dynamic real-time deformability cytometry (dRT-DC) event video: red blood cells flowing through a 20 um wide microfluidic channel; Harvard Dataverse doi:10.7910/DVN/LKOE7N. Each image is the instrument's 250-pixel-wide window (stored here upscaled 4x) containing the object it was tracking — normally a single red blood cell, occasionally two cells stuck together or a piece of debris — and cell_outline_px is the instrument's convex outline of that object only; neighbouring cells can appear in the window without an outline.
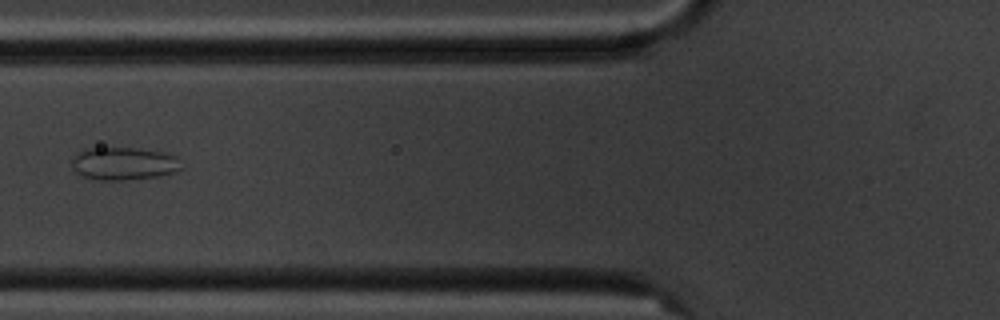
{"species": "common noctule bat (a hibernating species)", "species_latin": "Nyctalus noctula", "temperature_condition": "cold", "stored_images_in_passage": 2, "camera_frame_rate_fps": 3000, "um_per_image_px": 0.085, "animal": {"sex": "male", "body_mass_g": 20.1, "forearm_length_mm": 53.5}, "frame": {"image": 1, "passage_image": 2, "time_ms": 1.333, "image_size_px": [1000, 320], "cell_outline_px": [[180, 168], [176, 172], [160, 176], [124, 180], [96, 180], [84, 176], [76, 172], [72, 164], [72, 156], [76, 152], [84, 148], [136, 148], [164, 152], [176, 156]], "centroid_in_image_um": [10.48, 13.9], "position_along_channel_um": 115.3, "area_um2": 20.98}}